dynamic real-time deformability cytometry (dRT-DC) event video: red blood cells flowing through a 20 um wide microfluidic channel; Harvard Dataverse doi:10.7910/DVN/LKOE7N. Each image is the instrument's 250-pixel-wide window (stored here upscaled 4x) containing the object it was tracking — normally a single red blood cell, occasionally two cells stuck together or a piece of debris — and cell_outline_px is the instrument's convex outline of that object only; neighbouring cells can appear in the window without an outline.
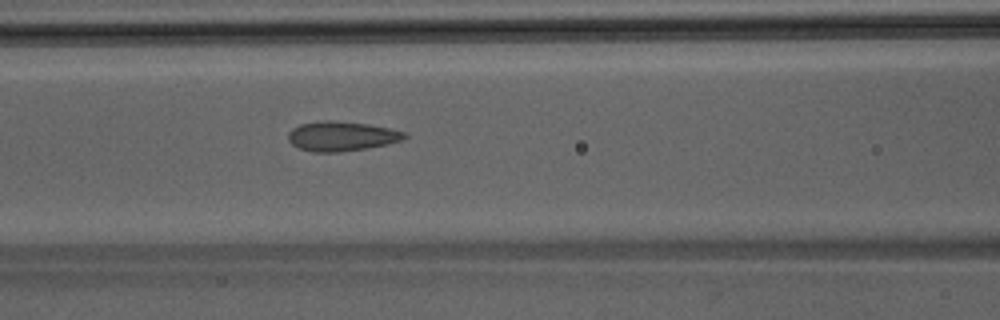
{"species": "Egyptian fruit bat (a non-hibernating species)", "species_latin": "Rousettus aegyptiacus", "temperature_condition": "room temperature", "stored_images_in_passage": 33, "camera_frame_rate_fps": 3000, "um_per_image_px": 0.085, "animal": {"sex": "male"}, "frame": {"image": 1, "passage_image": 19, "time_ms": 6.0, "image_size_px": [1000, 320], "cell_outline_px": [[408, 136], [404, 140], [388, 144], [340, 152], [316, 152], [300, 148], [292, 144], [288, 140], [288, 132], [292, 128], [300, 124], [324, 120], [332, 120], [368, 124], [392, 128], [404, 132]], "centroid_in_image_um": [29.05, 11.56], "position_along_channel_um": 137.5, "area_um2": 20.11}}